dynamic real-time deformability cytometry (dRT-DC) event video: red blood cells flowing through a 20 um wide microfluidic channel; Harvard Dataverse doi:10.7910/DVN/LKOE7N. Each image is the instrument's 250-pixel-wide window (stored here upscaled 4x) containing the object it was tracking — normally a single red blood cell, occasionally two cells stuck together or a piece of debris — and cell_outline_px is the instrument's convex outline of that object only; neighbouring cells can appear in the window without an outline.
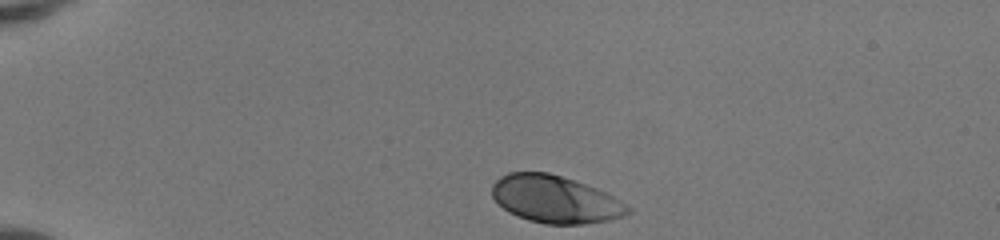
{"species": "human", "species_latin": "Homo sapiens", "temperature_condition": "room temperature", "stored_images_in_passage": 35, "camera_frame_rate_fps": 3000, "um_per_image_px": 0.085, "donor": {"sex": "female"}, "frame": {"image": 1, "passage_image": 1, "time_ms": 0.0, "image_size_px": [1000, 240], "cell_outline_px": [[632, 212], [624, 216], [608, 220], [584, 224], [544, 224], [528, 220], [508, 212], [492, 196], [492, 184], [500, 176], [508, 172], [548, 172], [596, 188], [620, 200], [632, 208]], "centroid_in_image_um": [47.19, 16.95], "position_along_channel_um": 37.8, "area_um2": 37.34}}
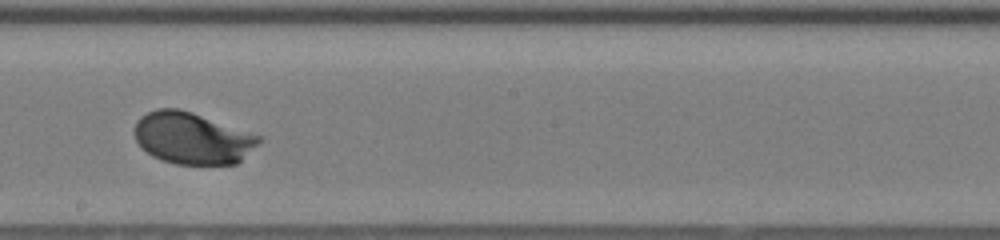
{"frame": {"image": 2, "passage_image": 20, "time_ms": 6.333, "image_size_px": [1000, 240], "cell_outline_px": [[260, 140], [236, 164], [176, 164], [160, 160], [152, 156], [136, 140], [136, 120], [140, 116], [156, 108], [176, 108], [192, 112], [260, 136]], "centroid_in_image_um": [16.3, 11.74], "position_along_channel_um": 231.9, "area_um2": 36.82}}
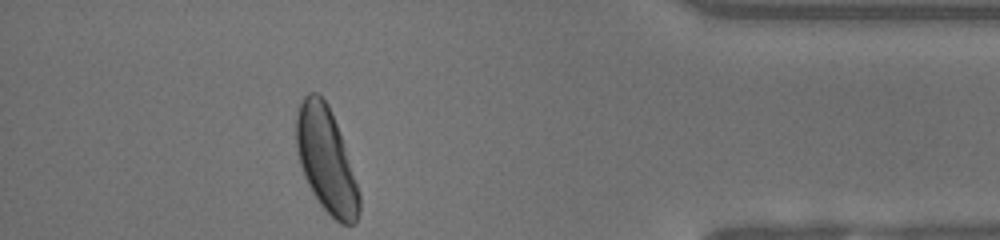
{"frame": {"image": 3, "passage_image": 35, "time_ms": 11.333, "image_size_px": [1000, 240], "cell_outline_px": [[360, 212], [356, 220], [352, 224], [340, 224], [320, 204], [312, 192], [304, 176], [300, 164], [296, 148], [296, 116], [300, 104], [304, 96], [308, 92], [316, 92], [328, 104], [332, 112], [360, 192]], "centroid_in_image_um": [27.72, 13.6], "position_along_channel_um": 407.5, "area_um2": 38.03}, "authors_computed_cell_mechanics": {"area_um2": 37.3388, "velocity_mm_per_s": 4.1218, "shape_relaxation_time_tau1_ms": 1.5896, "shape_relaxation_time_tau2_ms": null, "deformation_change_tau1": 0.1242, "deformation_change_tau2": null}}